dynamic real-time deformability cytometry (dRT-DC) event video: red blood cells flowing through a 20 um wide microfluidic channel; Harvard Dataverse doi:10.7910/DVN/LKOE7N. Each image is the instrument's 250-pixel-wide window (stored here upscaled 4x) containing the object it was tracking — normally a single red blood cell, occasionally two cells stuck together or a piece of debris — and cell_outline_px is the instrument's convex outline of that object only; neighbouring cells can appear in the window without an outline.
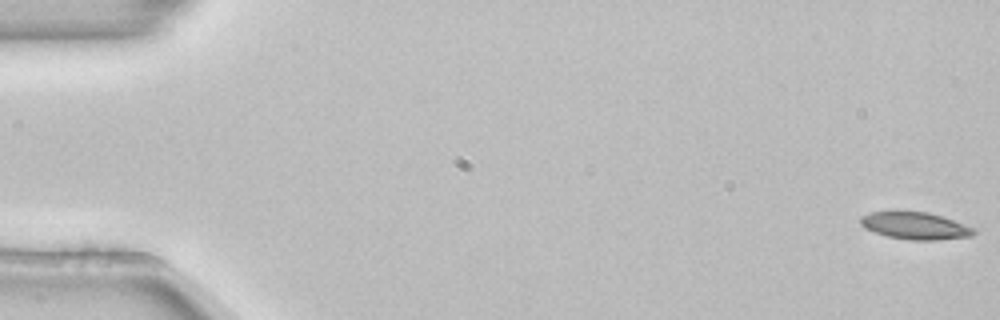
{"species": "common noctule bat (a hibernating species)", "species_latin": "Nyctalus noctula", "temperature_condition": "room temperature", "stored_images_in_passage": 54, "camera_frame_rate_fps": 3000, "um_per_image_px": 0.085, "animal": {"sex": "female", "body_mass_g": 22.7, "forearm_length_mm": 54.2}, "frame": {"image": 1, "passage_image": 1, "time_ms": 0.0, "image_size_px": [1000, 320], "cell_outline_px": [[976, 232], [972, 236], [936, 240], [908, 240], [888, 236], [864, 228], [860, 224], [860, 216], [868, 212], [928, 212], [976, 228]], "centroid_in_image_um": [77.79, 19.2], "position_along_channel_um": 7.2, "area_um2": 17.8}}
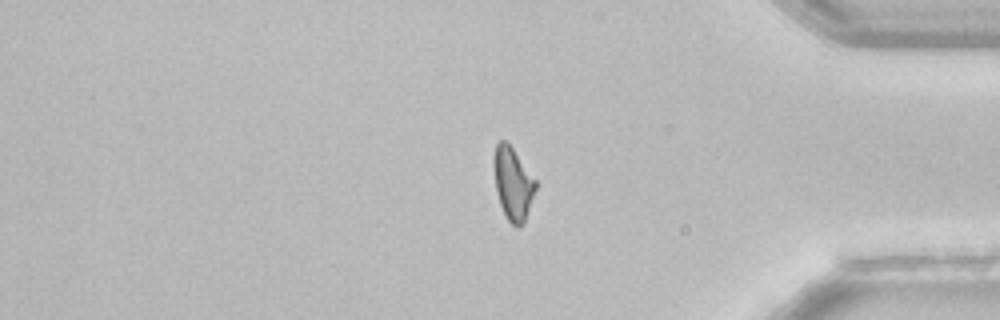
{"frame": {"image": 2, "passage_image": 45, "time_ms": 14.667, "image_size_px": [1000, 320], "cell_outline_px": [[536, 188], [524, 224], [520, 228], [516, 228], [508, 220], [500, 204], [496, 192], [492, 164], [492, 156], [496, 144], [500, 140], [508, 140], [536, 180]], "centroid_in_image_um": [43.57, 15.56], "position_along_channel_um": 391.6, "area_um2": 18.15}}
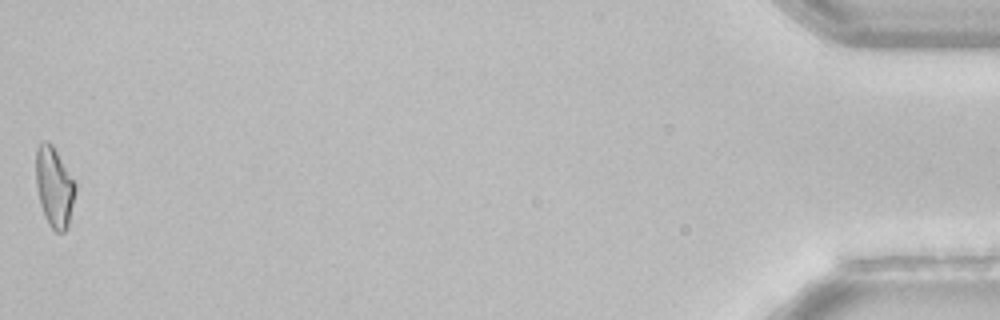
{"frame": {"image": 3, "passage_image": 54, "time_ms": 17.667, "image_size_px": [1000, 320], "cell_outline_px": [[76, 192], [68, 224], [64, 232], [56, 232], [48, 224], [44, 216], [40, 204], [36, 188], [36, 148], [44, 140], [48, 140], [52, 144], [76, 184]], "centroid_in_image_um": [4.6, 15.89], "position_along_channel_um": 430.6, "area_um2": 18.38}, "authors_computed_cell_mechanics": {"area_um2": 18.4093, "velocity_mm_per_s": 3.851, "shape_relaxation_time_tau1_ms": 6.8974, "shape_relaxation_time_tau2_ms": null, "deformation_change_tau1": 0.185, "deformation_change_tau2": null}}